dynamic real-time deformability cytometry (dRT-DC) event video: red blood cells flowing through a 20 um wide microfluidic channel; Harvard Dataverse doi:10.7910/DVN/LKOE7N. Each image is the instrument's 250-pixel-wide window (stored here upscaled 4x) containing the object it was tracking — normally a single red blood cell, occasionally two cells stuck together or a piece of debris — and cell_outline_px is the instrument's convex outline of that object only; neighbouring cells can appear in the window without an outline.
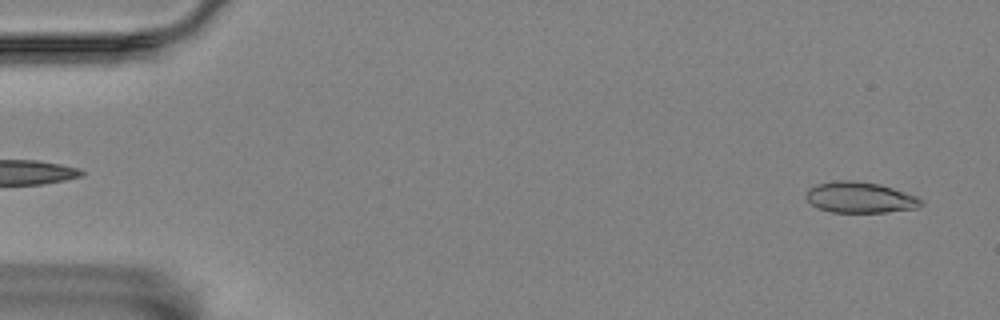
{"species": "Egyptian fruit bat (a non-hibernating species)", "species_latin": "Rousettus aegyptiacus", "temperature_condition": "room temperature", "stored_images_in_passage": 56, "camera_frame_rate_fps": 3000, "um_per_image_px": 0.085, "animal": {"sex": "female"}, "frame": {"image": 1, "passage_image": 2, "time_ms": 0.333, "image_size_px": [1000, 320], "cell_outline_px": [[924, 204], [916, 208], [884, 212], [832, 212], [820, 208], [812, 204], [804, 196], [808, 188], [816, 184], [832, 180], [856, 180], [880, 184], [916, 196], [924, 200]], "centroid_in_image_um": [73.09, 16.76], "position_along_channel_um": 11.9, "area_um2": 20.81}}
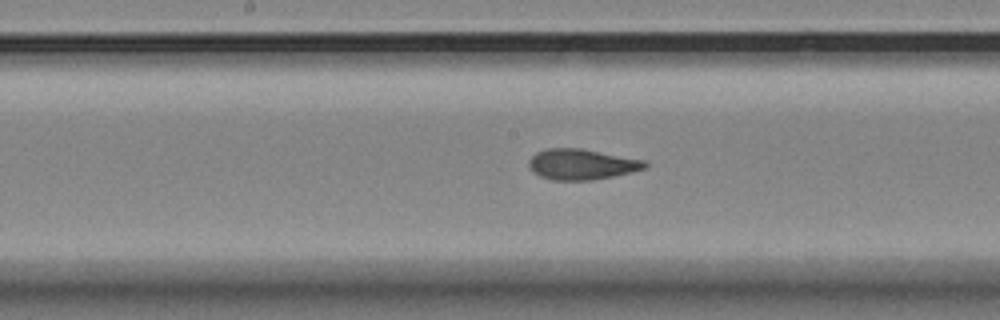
{"frame": {"image": 2, "passage_image": 28, "time_ms": 9.0, "image_size_px": [1000, 320], "cell_outline_px": [[648, 168], [632, 172], [592, 180], [552, 180], [540, 176], [532, 172], [528, 168], [528, 160], [536, 152], [548, 148], [580, 148], [648, 160]], "centroid_in_image_um": [49.46, 13.96], "position_along_channel_um": 198.7, "area_um2": 21.04}}
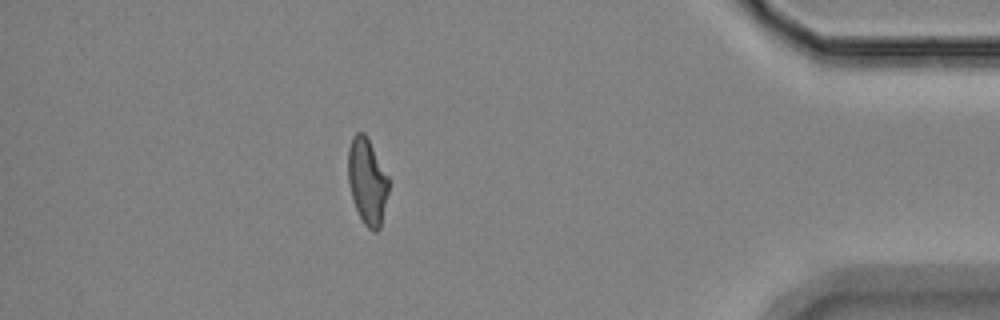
{"frame": {"image": 3, "passage_image": 49, "time_ms": 16.0, "image_size_px": [1000, 320], "cell_outline_px": [[388, 192], [380, 228], [376, 232], [372, 232], [364, 224], [356, 208], [352, 196], [348, 180], [348, 148], [352, 136], [356, 132], [364, 132], [388, 176]], "centroid_in_image_um": [31.2, 15.41], "position_along_channel_um": 404.0, "area_um2": 20.11}, "authors_computed_cell_mechanics": {"area_um2": 20.8947, "velocity_mm_per_s": 3.5268, "shape_relaxation_time_tau1_ms": null, "shape_relaxation_time_tau2_ms": 1.3858, "deformation_change_tau1": null, "deformation_change_tau2": 0.0686}}